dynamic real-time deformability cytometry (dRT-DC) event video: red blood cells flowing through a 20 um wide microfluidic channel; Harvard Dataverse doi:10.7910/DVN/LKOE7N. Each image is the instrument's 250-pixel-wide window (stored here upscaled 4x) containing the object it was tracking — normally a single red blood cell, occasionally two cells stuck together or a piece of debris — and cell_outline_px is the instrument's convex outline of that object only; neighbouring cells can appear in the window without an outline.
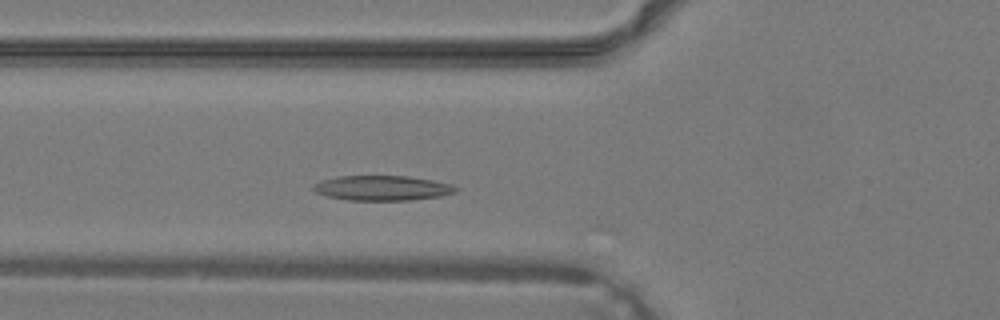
{"species": "common noctule bat (a hibernating species)", "species_latin": "Nyctalus noctula", "temperature_condition": "warm", "stored_images_in_passage": 13, "camera_frame_rate_fps": 3000, "um_per_image_px": 0.085, "animal": {"sex": "male", "body_mass_g": 19.2, "forearm_length_mm": 51.8}, "frame": {"image": 1, "passage_image": 8, "time_ms": 2.333, "image_size_px": [1000, 320], "cell_outline_px": [[460, 188], [456, 192], [440, 196], [408, 200], [348, 200], [328, 196], [316, 192], [312, 188], [312, 184], [320, 180], [340, 176], [408, 176], [432, 180], [452, 184]], "centroid_in_image_um": [32.49, 15.97], "position_along_channel_um": 93.3, "area_um2": 20.69}}
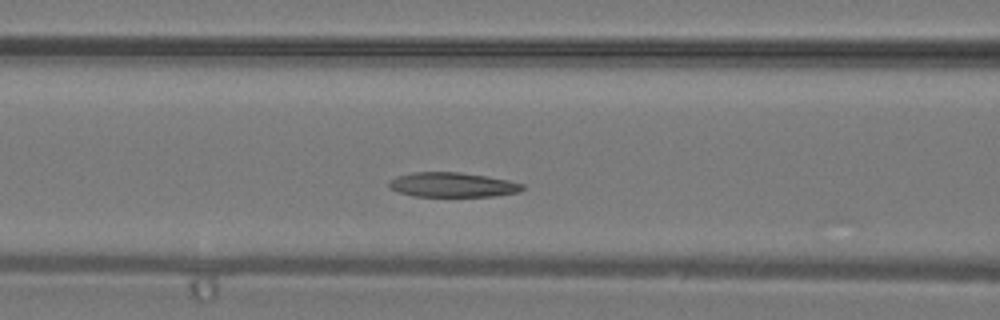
{"frame": {"image": 2, "passage_image": 10, "time_ms": 3.0, "image_size_px": [1000, 320], "cell_outline_px": [[524, 188], [516, 192], [492, 196], [412, 196], [388, 188], [388, 180], [396, 176], [416, 172], [460, 172], [508, 180], [524, 184]], "centroid_in_image_um": [38.4, 15.7], "position_along_channel_um": 128.2, "area_um2": 19.02}}